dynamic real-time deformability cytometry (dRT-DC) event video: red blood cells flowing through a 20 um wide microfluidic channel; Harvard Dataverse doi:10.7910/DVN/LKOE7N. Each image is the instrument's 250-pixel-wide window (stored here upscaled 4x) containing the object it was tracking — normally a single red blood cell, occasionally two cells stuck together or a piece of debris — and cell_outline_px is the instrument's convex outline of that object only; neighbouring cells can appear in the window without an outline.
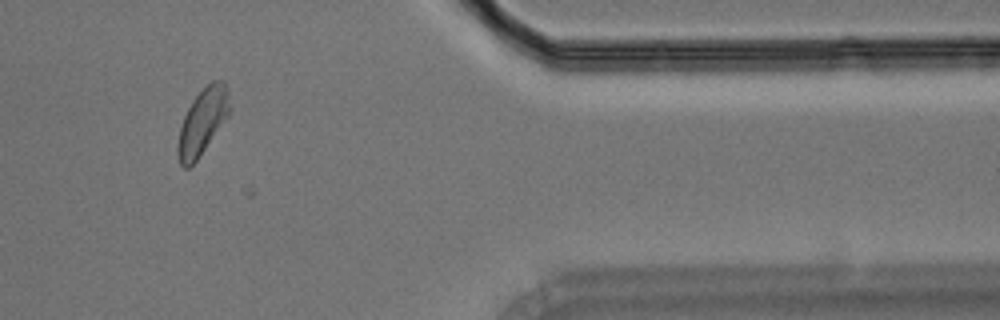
{"species": "Egyptian fruit bat (a non-hibernating species)", "species_latin": "Rousettus aegyptiacus", "temperature_condition": "room temperature", "stored_images_in_passage": 47, "camera_frame_rate_fps": 3000, "um_per_image_px": 0.085, "animal": {"sex": "male"}, "frame": {"image": 1, "passage_image": 39, "time_ms": 12.667, "image_size_px": [1000, 320], "cell_outline_px": [[228, 116], [196, 160], [188, 168], [184, 168], [180, 164], [176, 152], [176, 148], [180, 128], [184, 116], [192, 100], [212, 80], [224, 80], [228, 88]], "centroid_in_image_um": [17.19, 10.34], "position_along_channel_um": 394.2, "area_um2": 19.48}}